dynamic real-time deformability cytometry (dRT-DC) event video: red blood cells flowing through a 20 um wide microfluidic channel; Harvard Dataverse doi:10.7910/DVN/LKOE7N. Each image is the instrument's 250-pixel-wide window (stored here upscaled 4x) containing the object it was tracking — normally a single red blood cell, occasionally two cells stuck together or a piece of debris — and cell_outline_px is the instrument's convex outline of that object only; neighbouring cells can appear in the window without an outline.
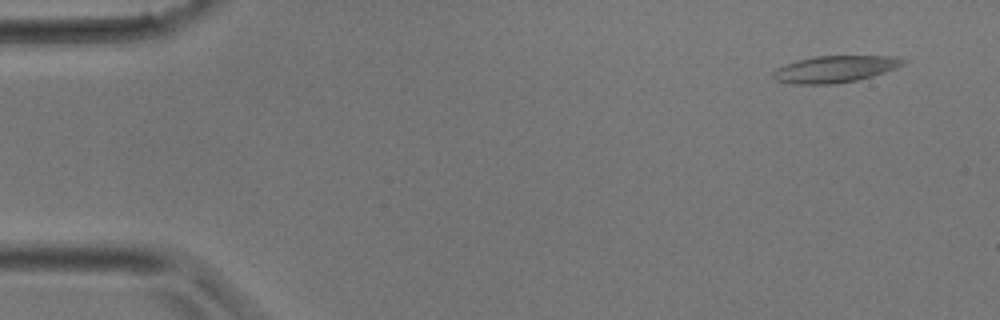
{"species": "common noctule bat (a hibernating species)", "species_latin": "Nyctalus noctula", "temperature_condition": "room temperature", "stored_images_in_passage": 3, "camera_frame_rate_fps": 3000, "um_per_image_px": 0.085, "animal": {"sex": "male", "body_mass_g": 17.9}, "frame": {"image": 1, "passage_image": 1, "time_ms": 0.0, "image_size_px": [1000, 320], "cell_outline_px": [[908, 60], [904, 64], [896, 68], [872, 76], [856, 80], [832, 84], [792, 84], [776, 80], [772, 76], [772, 72], [776, 68], [784, 64], [796, 60], [816, 56], [896, 56]], "centroid_in_image_um": [70.96, 5.86], "position_along_channel_um": 14.0, "area_um2": 20.35}}